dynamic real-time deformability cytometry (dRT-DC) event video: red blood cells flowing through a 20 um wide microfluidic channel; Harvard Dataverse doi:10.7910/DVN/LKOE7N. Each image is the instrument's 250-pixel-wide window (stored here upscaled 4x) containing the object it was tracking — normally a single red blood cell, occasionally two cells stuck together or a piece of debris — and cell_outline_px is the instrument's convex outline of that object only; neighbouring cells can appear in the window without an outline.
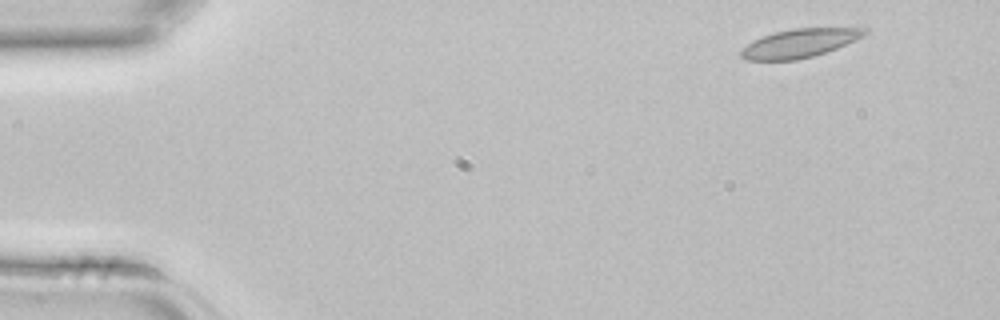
{"species": "common noctule bat (a hibernating species)", "species_latin": "Nyctalus noctula", "temperature_condition": "room temperature", "stored_images_in_passage": 4, "segment_of_instrument_passage": [1, 2], "camera_frame_rate_fps": 3000, "um_per_image_px": 0.085, "animal": {"sex": "female", "body_mass_g": 22.7, "forearm_length_mm": 54.2}, "frame": {"image": 1, "passage_image": 1, "time_ms": 0.0, "image_size_px": [1000, 320], "cell_outline_px": [[868, 32], [864, 36], [836, 48], [812, 56], [796, 60], [748, 60], [740, 56], [740, 52], [748, 44], [764, 36], [776, 32], [792, 28], [868, 28]], "centroid_in_image_um": [67.99, 3.67], "position_along_channel_um": 17.0, "area_um2": 20.17}}
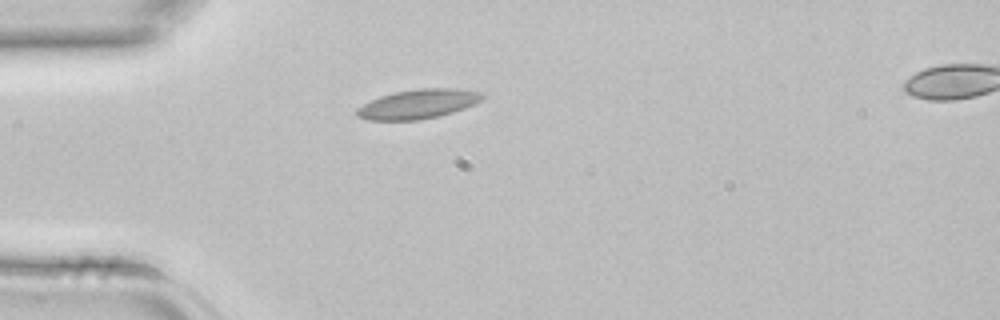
{"frame": {"image": 2, "passage_image": 3, "time_ms": 0.667, "image_size_px": [1000, 320], "cell_outline_px": [[484, 96], [480, 100], [464, 108], [452, 112], [420, 120], [368, 120], [356, 116], [356, 108], [380, 96], [396, 92], [420, 88], [456, 88], [480, 92]], "centroid_in_image_um": [35.5, 8.84], "position_along_channel_um": 49.5, "area_um2": 21.15}}